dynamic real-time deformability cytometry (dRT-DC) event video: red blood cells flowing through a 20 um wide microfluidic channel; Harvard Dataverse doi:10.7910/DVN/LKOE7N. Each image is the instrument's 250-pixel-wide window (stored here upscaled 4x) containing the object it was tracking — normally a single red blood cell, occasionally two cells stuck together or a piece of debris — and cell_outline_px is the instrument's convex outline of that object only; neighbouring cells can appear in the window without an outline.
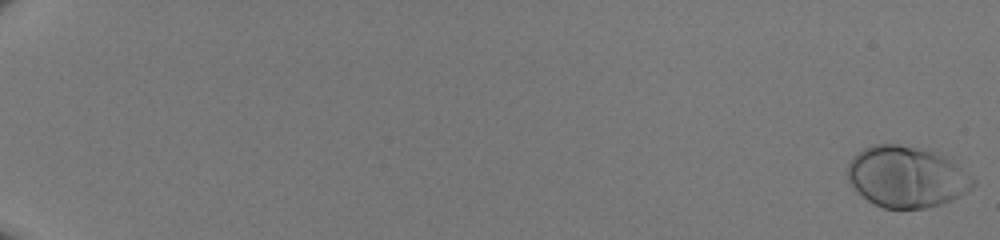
{"species": "human", "species_latin": "Homo sapiens", "temperature_condition": "room temperature", "stored_images_in_passage": 52, "camera_frame_rate_fps": 3000, "um_per_image_px": 0.085, "donor": {"sex": "male"}, "frame": {"image": 1, "passage_image": 1, "time_ms": 0.0, "image_size_px": [1000, 240], "cell_outline_px": [[976, 184], [972, 188], [940, 204], [924, 208], [884, 208], [872, 204], [852, 184], [848, 176], [848, 164], [852, 156], [856, 152], [872, 144], [900, 144], [932, 152], [948, 160], [972, 176], [976, 180]], "centroid_in_image_um": [77.02, 15.02], "position_along_channel_um": 8.0, "area_um2": 43.87}}
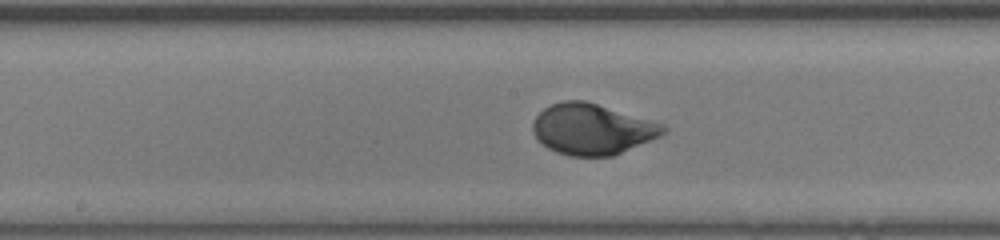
{"frame": {"image": 2, "passage_image": 31, "time_ms": 10.0, "image_size_px": [1000, 240], "cell_outline_px": [[668, 128], [660, 136], [612, 156], [568, 156], [556, 152], [548, 148], [532, 132], [532, 124], [536, 116], [544, 108], [552, 104], [564, 100], [584, 100], [660, 124]], "centroid_in_image_um": [50.28, 10.99], "position_along_channel_um": 197.9, "area_um2": 37.92}}
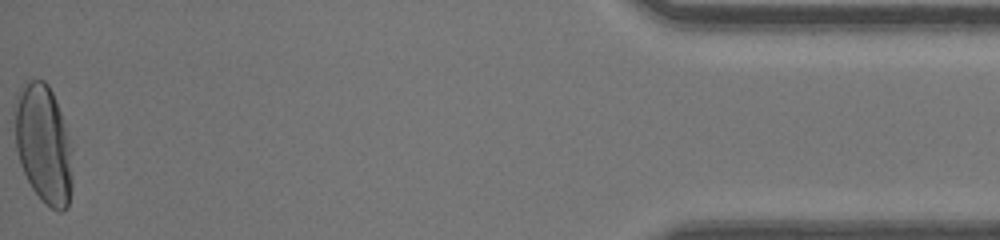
{"frame": {"image": 3, "passage_image": 52, "time_ms": 17.0, "image_size_px": [1000, 240], "cell_outline_px": [[72, 188], [68, 208], [64, 212], [60, 212], [52, 208], [32, 188], [20, 164], [16, 152], [16, 92], [28, 80], [44, 80], [48, 84], [52, 92], [60, 112], [72, 148]], "centroid_in_image_um": [3.72, 12.27], "position_along_channel_um": 431.5, "area_um2": 39.71}}